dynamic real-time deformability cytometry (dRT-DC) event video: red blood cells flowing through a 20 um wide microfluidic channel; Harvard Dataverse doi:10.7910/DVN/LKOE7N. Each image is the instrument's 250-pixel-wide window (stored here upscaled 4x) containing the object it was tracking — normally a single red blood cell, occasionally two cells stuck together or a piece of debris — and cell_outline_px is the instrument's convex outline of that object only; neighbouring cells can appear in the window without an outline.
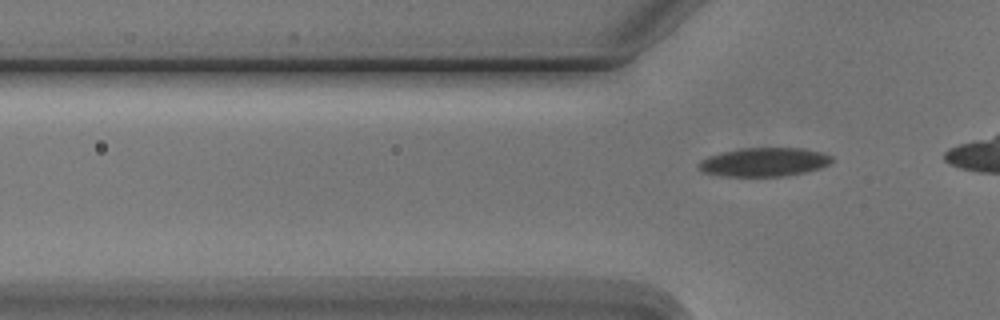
{"species": "Egyptian fruit bat (a non-hibernating species)", "species_latin": "Rousettus aegyptiacus", "temperature_condition": "cold", "stored_images_in_passage": 6, "segment_of_instrument_passage": [2, 2], "camera_frame_rate_fps": 3000, "um_per_image_px": 0.085, "animal": {"sex": "male"}, "frame": {"image": 1, "passage_image": 6, "time_ms": 5.667, "image_size_px": [1000, 320], "cell_outline_px": [[832, 160], [828, 164], [820, 168], [804, 172], [780, 176], [724, 176], [704, 172], [696, 164], [700, 160], [708, 156], [720, 152], [740, 148], [804, 148], [824, 152], [832, 156]], "centroid_in_image_um": [64.94, 13.76], "position_along_channel_um": 60.9, "area_um2": 22.31}}